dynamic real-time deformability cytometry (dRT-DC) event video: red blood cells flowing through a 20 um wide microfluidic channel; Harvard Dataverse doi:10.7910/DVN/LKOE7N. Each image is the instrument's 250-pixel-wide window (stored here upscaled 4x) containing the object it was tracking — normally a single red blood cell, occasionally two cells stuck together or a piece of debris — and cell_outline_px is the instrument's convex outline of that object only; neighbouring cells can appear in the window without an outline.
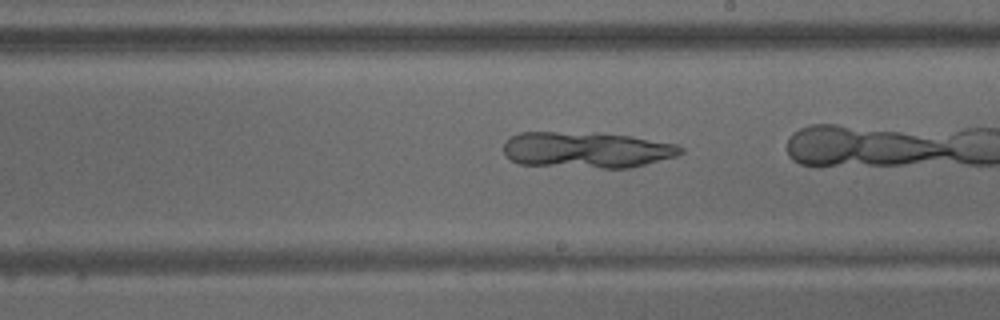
{"species": "common noctule bat (a hibernating species)", "species_latin": "Nyctalus noctula", "temperature_condition": "warm", "stored_images_in_passage": 46, "camera_frame_rate_fps": 3000, "um_per_image_px": 0.085, "animal": {"sex": "male", "body_mass_g": 15.6}, "frame": {"image": 1, "passage_image": 33, "time_ms": 10.667, "image_size_px": [1000, 320], "cell_outline_px": [[684, 152], [676, 156], [632, 168], [604, 168], [520, 164], [512, 160], [504, 152], [504, 140], [508, 136], [520, 132], [596, 132], [632, 136], [676, 144], [684, 148]], "centroid_in_image_um": [49.88, 12.72], "position_along_channel_um": 239.1, "area_um2": 37.63}}